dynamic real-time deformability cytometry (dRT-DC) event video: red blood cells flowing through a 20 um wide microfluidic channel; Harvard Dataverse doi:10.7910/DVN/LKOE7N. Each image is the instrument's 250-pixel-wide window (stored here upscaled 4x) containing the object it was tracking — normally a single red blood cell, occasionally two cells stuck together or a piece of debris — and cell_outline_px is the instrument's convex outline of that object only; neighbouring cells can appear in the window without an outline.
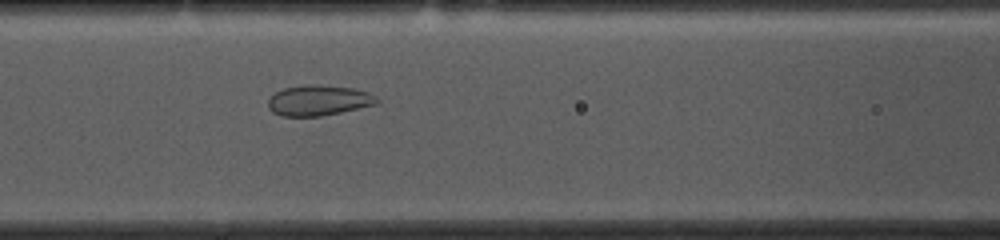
{"species": "common noctule bat (a hibernating species)", "species_latin": "Nyctalus noctula", "temperature_condition": "cold", "stored_images_in_passage": 50, "camera_frame_rate_fps": 3000, "um_per_image_px": 0.085, "animal": {"sex": "female", "body_mass_g": 10.0, "forearm_length_mm": 53.1}, "frame": {"image": 1, "passage_image": 18, "time_ms": 5.667, "image_size_px": [1000, 240], "cell_outline_px": [[380, 100], [376, 104], [340, 112], [320, 116], [280, 116], [272, 112], [268, 108], [268, 100], [276, 92], [284, 88], [308, 84], [312, 84], [352, 88], [368, 92], [376, 96]], "centroid_in_image_um": [27.06, 8.53], "position_along_channel_um": 139.5, "area_um2": 19.19}}
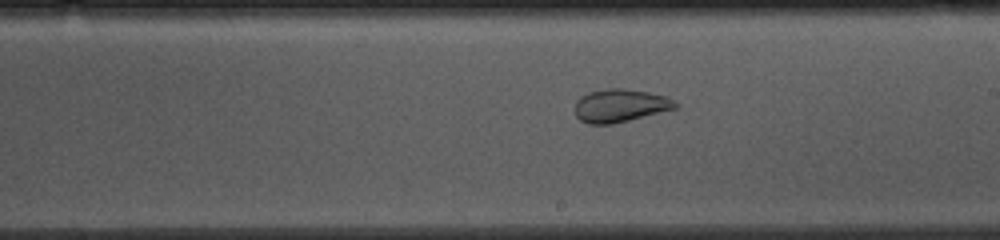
{"frame": {"image": 2, "passage_image": 26, "time_ms": 8.333, "image_size_px": [1000, 240], "cell_outline_px": [[680, 104], [676, 108], [612, 124], [588, 124], [580, 120], [576, 116], [576, 100], [580, 96], [588, 92], [608, 88], [624, 88], [648, 92], [664, 96], [676, 100]], "centroid_in_image_um": [52.71, 8.96], "position_along_channel_um": 236.3, "area_um2": 19.31}}
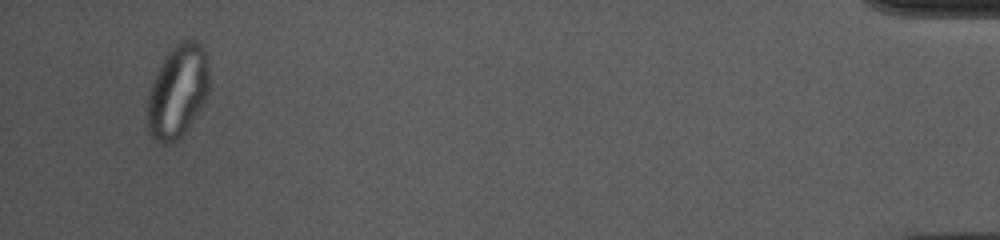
{"frame": {"image": 3, "passage_image": 48, "time_ms": 15.667, "image_size_px": [1000, 240], "cell_outline_px": [[208, 92], [204, 104], [184, 132], [176, 140], [168, 144], [164, 144], [156, 140], [152, 136], [148, 128], [148, 96], [152, 80], [160, 64], [168, 52], [180, 40], [196, 40], [204, 48], [208, 56]], "centroid_in_image_um": [15.12, 7.73], "position_along_channel_um": 420.1, "area_um2": 33.41}}